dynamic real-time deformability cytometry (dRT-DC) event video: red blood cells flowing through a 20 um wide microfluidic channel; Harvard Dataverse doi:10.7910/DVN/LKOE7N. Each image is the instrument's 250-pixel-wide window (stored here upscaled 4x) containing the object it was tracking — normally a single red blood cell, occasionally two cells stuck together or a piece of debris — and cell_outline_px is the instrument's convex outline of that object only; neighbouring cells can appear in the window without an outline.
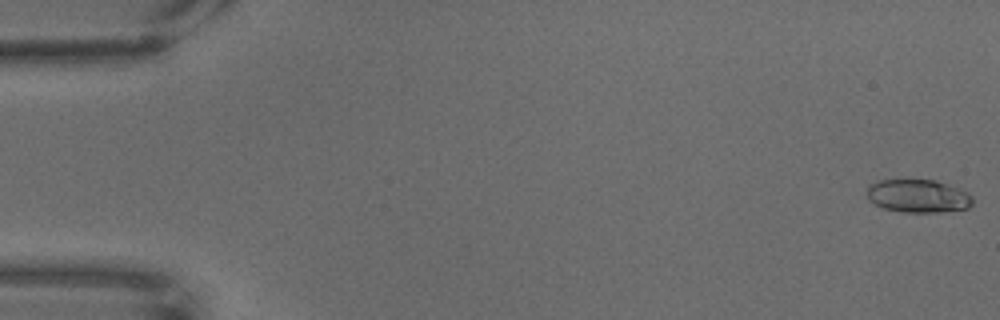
{"species": "common noctule bat (a hibernating species)", "species_latin": "Nyctalus noctula", "temperature_condition": "warm", "stored_images_in_passage": 69, "camera_frame_rate_fps": 3000, "um_per_image_px": 0.085, "animal": {"sex": "male", "body_mass_g": 18.8}, "frame": {"image": 1, "passage_image": 1, "time_ms": 0.0, "image_size_px": [1000, 320], "cell_outline_px": [[972, 204], [968, 208], [940, 212], [900, 212], [884, 208], [868, 200], [868, 184], [876, 180], [936, 180], [960, 188], [968, 192], [972, 196]], "centroid_in_image_um": [78.04, 16.65], "position_along_channel_um": 7.0, "area_um2": 20.52}}
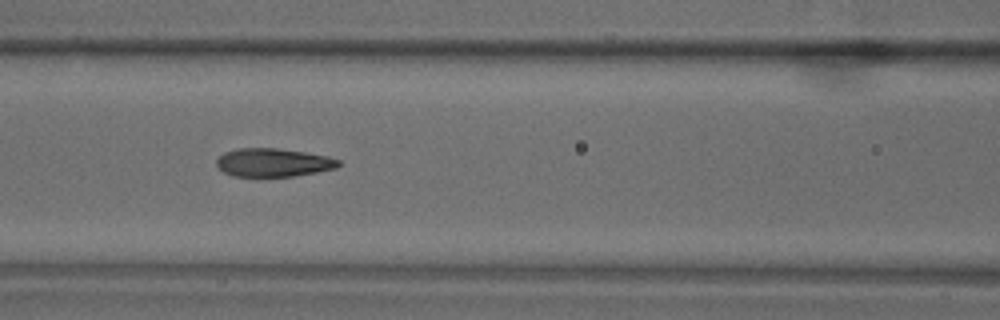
{"frame": {"image": 2, "passage_image": 30, "time_ms": 9.667, "image_size_px": [1000, 320], "cell_outline_px": [[340, 164], [336, 168], [316, 172], [292, 176], [232, 176], [224, 172], [216, 164], [216, 160], [224, 152], [236, 148], [276, 148], [304, 152], [328, 156], [340, 160]], "centroid_in_image_um": [23.21, 13.81], "position_along_channel_um": 143.4, "area_um2": 20.06}}
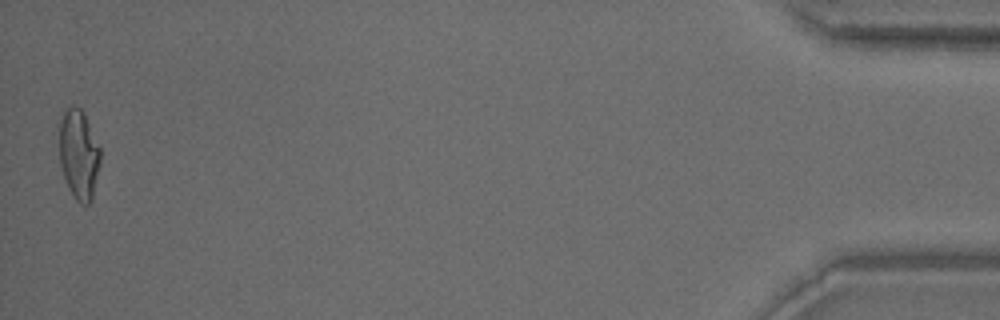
{"frame": {"image": 3, "passage_image": 68, "time_ms": 22.333, "image_size_px": [1000, 320], "cell_outline_px": [[100, 164], [92, 200], [88, 204], [80, 204], [76, 200], [68, 188], [60, 164], [56, 124], [64, 112], [72, 104], [80, 108], [84, 112], [100, 148]], "centroid_in_image_um": [6.66, 13.08], "position_along_channel_um": 428.5, "area_um2": 22.14}}